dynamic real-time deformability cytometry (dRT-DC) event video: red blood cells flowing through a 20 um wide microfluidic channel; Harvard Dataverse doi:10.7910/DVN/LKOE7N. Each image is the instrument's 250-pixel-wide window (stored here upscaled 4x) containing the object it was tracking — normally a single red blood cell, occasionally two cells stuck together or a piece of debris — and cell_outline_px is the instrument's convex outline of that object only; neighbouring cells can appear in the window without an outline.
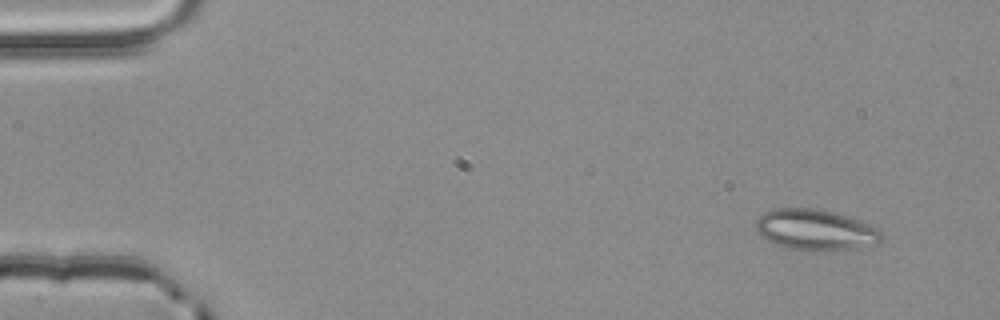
{"species": "common noctule bat (a hibernating species)", "species_latin": "Nyctalus noctula", "temperature_condition": "room temperature", "stored_images_in_passage": 4, "segment_of_instrument_passage": [2, 2], "camera_frame_rate_fps": 3000, "um_per_image_px": 0.085, "animal": {"sex": "male", "body_mass_g": 20.4}, "frame": {"image": 1, "passage_image": 4, "time_ms": 1.0, "image_size_px": [1000, 320], "cell_outline_px": [[884, 236], [876, 244], [836, 252], [824, 252], [788, 248], [776, 244], [760, 236], [756, 228], [756, 220], [764, 212], [776, 208], [808, 208], [832, 212], [872, 224], [880, 228], [884, 232]], "centroid_in_image_um": [69.37, 19.56], "position_along_channel_um": 15.6, "area_um2": 30.29}}